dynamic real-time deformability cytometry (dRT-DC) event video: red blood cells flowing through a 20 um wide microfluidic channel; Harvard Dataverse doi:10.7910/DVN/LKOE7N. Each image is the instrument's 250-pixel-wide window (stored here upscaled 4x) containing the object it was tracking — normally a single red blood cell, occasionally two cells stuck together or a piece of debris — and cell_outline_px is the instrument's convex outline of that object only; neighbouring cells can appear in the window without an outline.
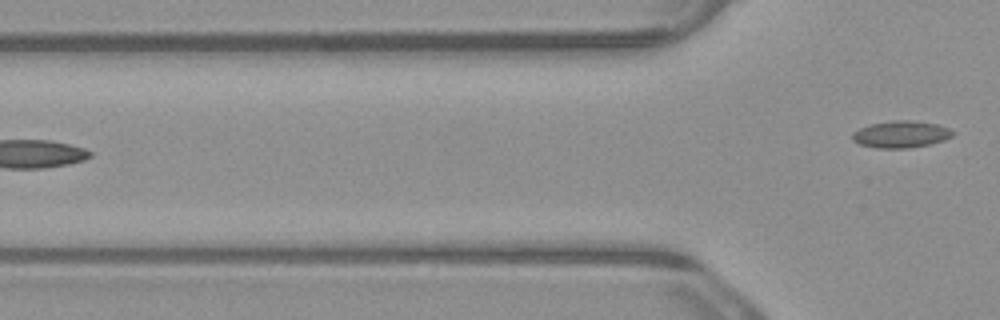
{"species": "common noctule bat (a hibernating species)", "species_latin": "Nyctalus noctula", "temperature_condition": "warm", "stored_images_in_passage": 6, "camera_frame_rate_fps": 3000, "um_per_image_px": 0.085, "animal": {"sex": "male", "body_mass_g": 23.1, "forearm_length_mm": 52.7}, "frame": {"image": 1, "passage_image": 6, "time_ms": 1.667, "image_size_px": [1000, 320], "cell_outline_px": [[956, 132], [952, 136], [944, 140], [932, 144], [912, 148], [876, 148], [860, 144], [852, 140], [852, 132], [860, 128], [872, 124], [892, 120], [912, 120], [936, 124], [948, 128]], "centroid_in_image_um": [76.6, 11.42], "position_along_channel_um": 49.2, "area_um2": 15.84}}